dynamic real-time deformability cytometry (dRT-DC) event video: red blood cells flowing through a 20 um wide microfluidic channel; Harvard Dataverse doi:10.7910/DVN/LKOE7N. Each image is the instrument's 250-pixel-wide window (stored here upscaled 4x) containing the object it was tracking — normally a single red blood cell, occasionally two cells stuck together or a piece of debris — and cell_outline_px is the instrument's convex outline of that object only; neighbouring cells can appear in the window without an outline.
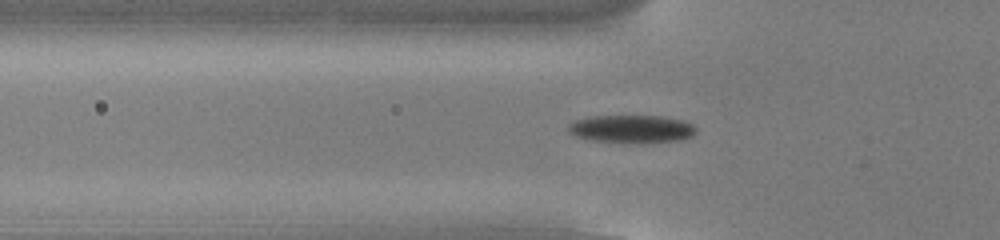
{"species": "common noctule bat (a hibernating species)", "species_latin": "Nyctalus noctula", "temperature_condition": "cold", "stored_images_in_passage": 55, "camera_frame_rate_fps": 3000, "um_per_image_px": 0.085, "animal": {"sex": "male", "body_mass_g": 13.0, "forearm_length_mm": 53.1}, "frame": {"image": 1, "passage_image": 19, "time_ms": 6.0, "image_size_px": [1000, 240], "cell_outline_px": [[696, 132], [692, 136], [680, 140], [644, 144], [624, 144], [592, 140], [576, 136], [568, 132], [568, 124], [576, 120], [592, 116], [660, 116], [684, 120], [692, 124], [696, 128]], "centroid_in_image_um": [53.71, 10.99], "position_along_channel_um": 72.1, "area_um2": 21.27}}
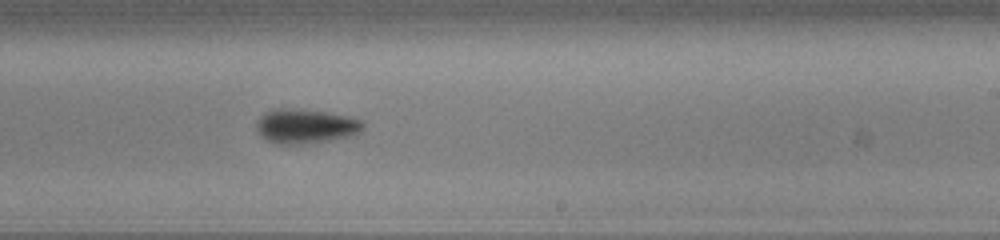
{"frame": {"image": 2, "passage_image": 34, "time_ms": 11.0, "image_size_px": [1000, 240], "cell_outline_px": [[364, 128], [360, 132], [352, 136], [328, 140], [300, 144], [276, 144], [260, 136], [256, 132], [256, 120], [264, 112], [276, 108], [284, 108], [324, 112], [348, 116], [360, 120], [364, 124]], "centroid_in_image_um": [25.93, 10.73], "position_along_channel_um": 263.1, "area_um2": 21.39}}
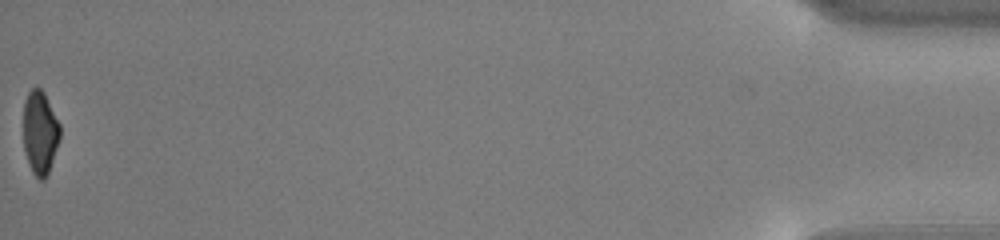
{"frame": {"image": 3, "passage_image": 55, "time_ms": 18.0, "image_size_px": [1000, 240], "cell_outline_px": [[60, 140], [48, 176], [44, 180], [40, 180], [32, 172], [28, 164], [24, 152], [24, 100], [28, 92], [32, 88], [40, 88], [44, 92], [60, 124]], "centroid_in_image_um": [3.41, 11.31], "position_along_channel_um": 431.8, "area_um2": 18.09}, "authors_computed_cell_mechanics": {"area_um2": 19.7676, "velocity_mm_per_s": 3.8228, "shape_relaxation_time_tau1_ms": 2.3917, "shape_relaxation_time_tau2_ms": null, "deformation_change_tau1": 0.1182, "deformation_change_tau2": null}}